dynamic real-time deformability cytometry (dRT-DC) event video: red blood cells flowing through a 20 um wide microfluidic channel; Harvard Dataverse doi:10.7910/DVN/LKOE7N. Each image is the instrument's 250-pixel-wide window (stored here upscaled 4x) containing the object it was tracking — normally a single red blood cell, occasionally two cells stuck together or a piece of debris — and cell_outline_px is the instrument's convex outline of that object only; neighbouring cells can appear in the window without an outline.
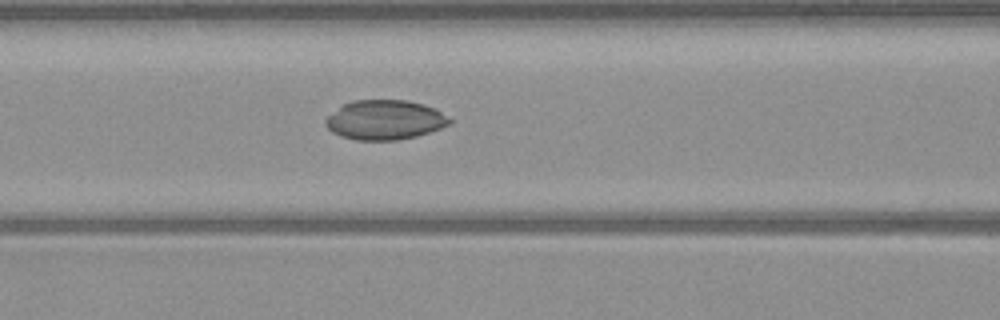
{"species": "common noctule bat (a hibernating species)", "species_latin": "Nyctalus noctula", "temperature_condition": "warm", "stored_images_in_passage": 50, "camera_frame_rate_fps": 3000, "um_per_image_px": 0.085, "animal": {"sex": "male", "body_mass_g": 23.1, "forearm_length_mm": 52.7}, "frame": {"image": 1, "passage_image": 20, "time_ms": 6.333, "image_size_px": [1000, 320], "cell_outline_px": [[452, 124], [416, 136], [396, 140], [356, 140], [340, 136], [332, 132], [324, 124], [324, 120], [328, 116], [344, 104], [352, 100], [408, 100], [424, 104], [436, 108], [452, 120]], "centroid_in_image_um": [32.72, 10.19], "position_along_channel_um": 133.9, "area_um2": 28.67}}
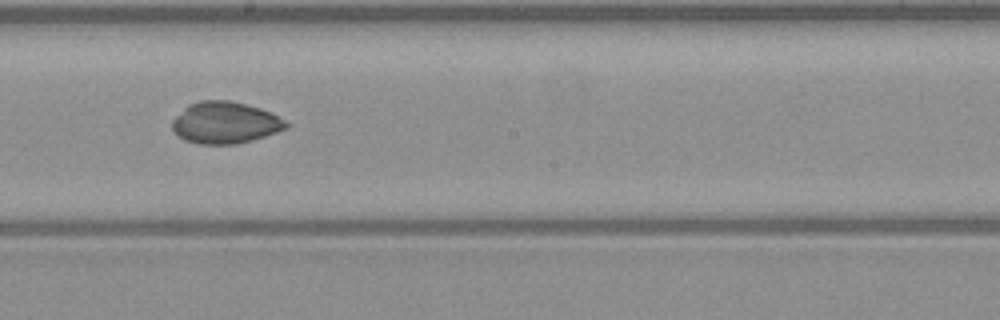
{"frame": {"image": 2, "passage_image": 27, "time_ms": 8.667, "image_size_px": [1000, 320], "cell_outline_px": [[288, 128], [264, 136], [236, 144], [200, 144], [184, 140], [172, 128], [172, 120], [188, 104], [200, 100], [228, 100], [260, 108], [272, 112], [284, 120], [288, 124]], "centroid_in_image_um": [19.13, 10.42], "position_along_channel_um": 229.1, "area_um2": 27.51}}
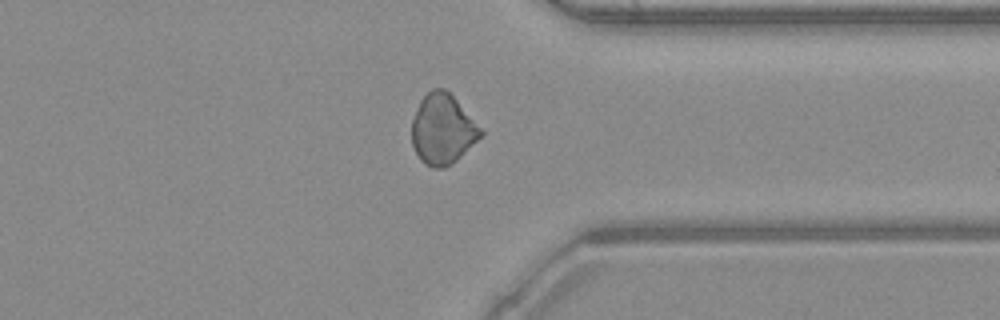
{"frame": {"image": 3, "passage_image": 38, "time_ms": 12.333, "image_size_px": [1000, 320], "cell_outline_px": [[484, 132], [452, 164], [444, 168], [432, 168], [424, 164], [420, 160], [412, 144], [412, 120], [416, 108], [420, 100], [432, 88], [444, 88], [456, 100]], "centroid_in_image_um": [37.57, 11.0], "position_along_channel_um": 373.8, "area_um2": 27.74}, "authors_computed_cell_mechanics": {"area_um2": 28.7844, "velocity_mm_per_s": 4.0825, "shape_relaxation_time_tau1_ms": null, "shape_relaxation_time_tau2_ms": 2.9922, "deformation_change_tau1": null, "deformation_change_tau2": 0.05}}